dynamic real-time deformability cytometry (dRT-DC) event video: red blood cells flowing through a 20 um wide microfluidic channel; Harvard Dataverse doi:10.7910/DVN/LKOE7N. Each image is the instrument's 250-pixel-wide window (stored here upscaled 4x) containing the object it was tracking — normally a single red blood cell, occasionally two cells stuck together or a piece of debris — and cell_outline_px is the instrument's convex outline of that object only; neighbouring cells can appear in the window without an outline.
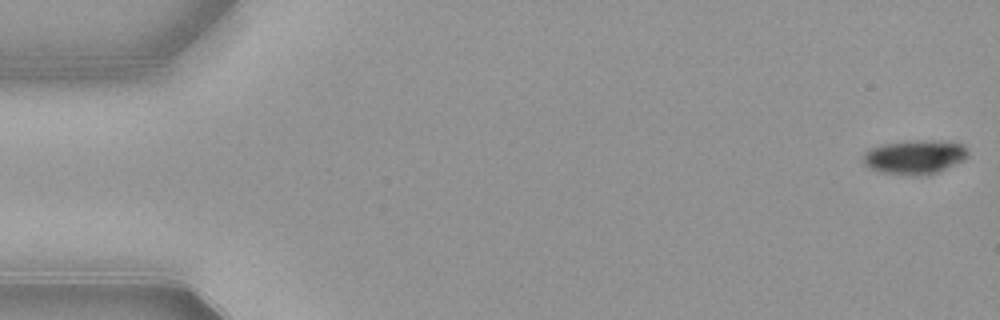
{"species": "common noctule bat (a hibernating species)", "species_latin": "Nyctalus noctula", "temperature_condition": "warm", "stored_images_in_passage": 53, "camera_frame_rate_fps": 3000, "um_per_image_px": 0.085, "animal": {"sex": "female", "body_mass_g": 21.9}, "frame": {"image": 1, "passage_image": 1, "time_ms": 0.0, "image_size_px": [1000, 320], "cell_outline_px": [[968, 156], [964, 160], [928, 176], [916, 176], [880, 172], [864, 164], [864, 152], [868, 148], [884, 144], [908, 140], [948, 140], [964, 144], [968, 152]], "centroid_in_image_um": [77.79, 13.33], "position_along_channel_um": 7.2, "area_um2": 21.21}}
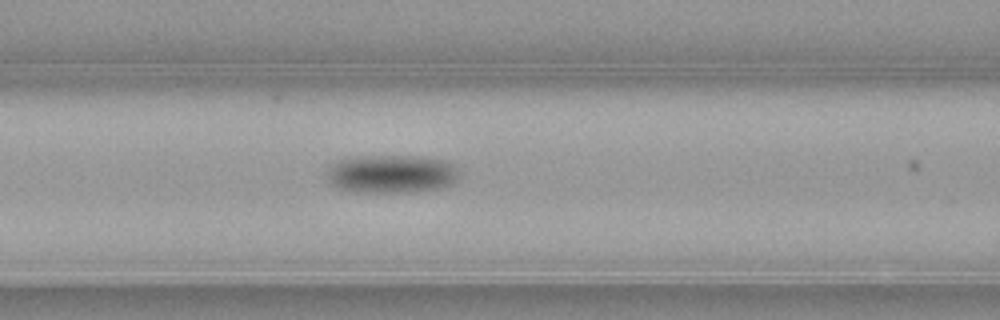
{"frame": {"image": 2, "passage_image": 22, "time_ms": 7.0, "image_size_px": [1000, 320], "cell_outline_px": [[460, 176], [452, 184], [436, 188], [408, 192], [356, 192], [340, 188], [332, 184], [328, 180], [328, 172], [332, 164], [336, 160], [356, 156], [424, 156], [444, 160], [460, 168]], "centroid_in_image_um": [33.31, 14.76], "position_along_channel_um": 133.3, "area_um2": 29.65}}
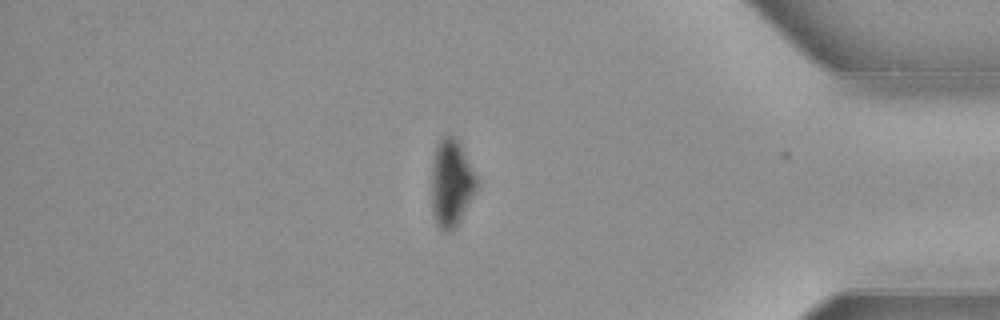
{"frame": {"image": 3, "passage_image": 45, "time_ms": 14.667, "image_size_px": [1000, 320], "cell_outline_px": [[480, 184], [476, 192], [460, 220], [452, 232], [444, 232], [436, 224], [432, 216], [432, 156], [436, 144], [440, 136], [448, 132], [460, 144]], "centroid_in_image_um": [38.35, 15.56], "position_along_channel_um": 396.9, "area_um2": 23.47}, "authors_computed_cell_mechanics": {"area_um2": 24.6806, "velocity_mm_per_s": 3.9014, "shape_relaxation_time_tau1_ms": 1.9661, "shape_relaxation_time_tau2_ms": null, "deformation_change_tau1": 0.0901, "deformation_change_tau2": null}}